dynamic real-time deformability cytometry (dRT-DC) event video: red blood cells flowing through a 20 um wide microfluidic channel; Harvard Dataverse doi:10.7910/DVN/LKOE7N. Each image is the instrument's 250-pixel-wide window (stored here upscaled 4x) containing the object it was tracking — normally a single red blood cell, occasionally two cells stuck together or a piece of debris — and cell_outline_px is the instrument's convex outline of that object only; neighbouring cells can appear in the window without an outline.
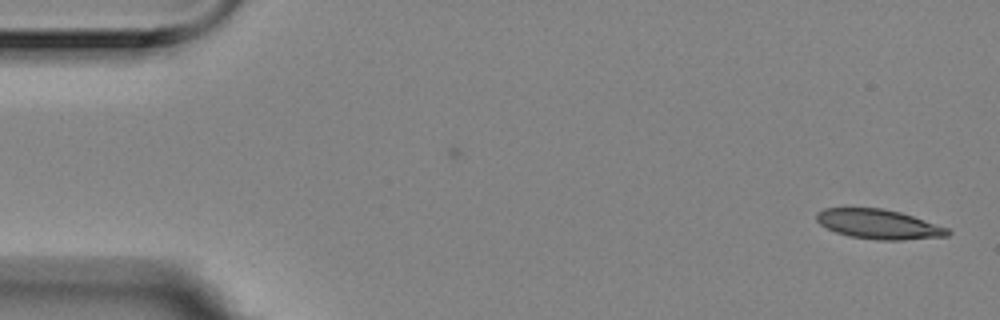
{"species": "Egyptian fruit bat (a non-hibernating species)", "species_latin": "Rousettus aegyptiacus", "temperature_condition": "room temperature", "stored_images_in_passage": 3, "camera_frame_rate_fps": 3000, "um_per_image_px": 0.085, "animal": {"sex": "female"}, "frame": {"image": 1, "passage_image": 3, "time_ms": 0.667, "image_size_px": [1000, 320], "cell_outline_px": [[952, 232], [948, 236], [900, 240], [880, 240], [852, 236], [836, 232], [820, 224], [816, 220], [816, 212], [824, 208], [884, 208], [900, 212], [948, 228]], "centroid_in_image_um": [74.69, 19.05], "position_along_channel_um": 10.3, "area_um2": 22.43}}